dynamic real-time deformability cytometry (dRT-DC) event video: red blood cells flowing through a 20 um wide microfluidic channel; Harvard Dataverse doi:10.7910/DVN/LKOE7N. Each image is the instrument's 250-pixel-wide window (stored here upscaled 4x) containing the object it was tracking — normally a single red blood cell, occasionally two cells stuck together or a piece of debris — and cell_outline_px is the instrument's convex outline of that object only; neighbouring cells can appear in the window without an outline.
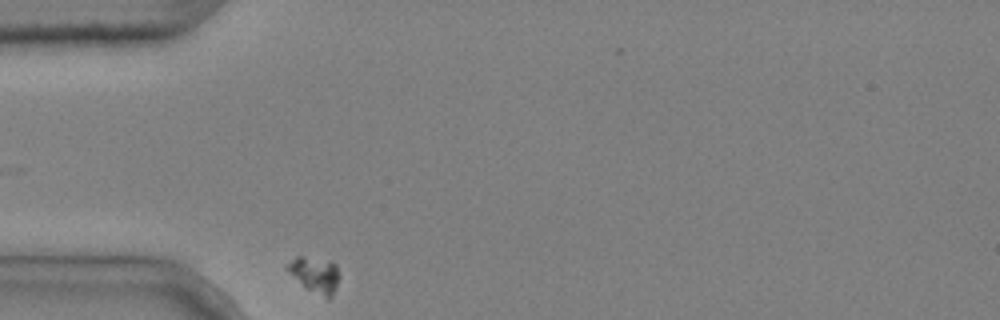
{"species": "common noctule bat (a hibernating species)", "species_latin": "Nyctalus noctula", "temperature_condition": "cold", "stored_images_in_passage": 6, "camera_frame_rate_fps": 3000, "um_per_image_px": 0.085, "animal": {"sex": "male", "body_mass_g": 20.4}, "frame": {"image": 1, "passage_image": 6, "time_ms": 1.667, "image_size_px": [1000, 320], "cell_outline_px": [[340, 276], [332, 296], [328, 300], [304, 288], [284, 268], [296, 256], [304, 256], [328, 260], [336, 264]], "centroid_in_image_um": [26.77, 23.36], "position_along_channel_um": 58.2, "area_um2": 11.1}}